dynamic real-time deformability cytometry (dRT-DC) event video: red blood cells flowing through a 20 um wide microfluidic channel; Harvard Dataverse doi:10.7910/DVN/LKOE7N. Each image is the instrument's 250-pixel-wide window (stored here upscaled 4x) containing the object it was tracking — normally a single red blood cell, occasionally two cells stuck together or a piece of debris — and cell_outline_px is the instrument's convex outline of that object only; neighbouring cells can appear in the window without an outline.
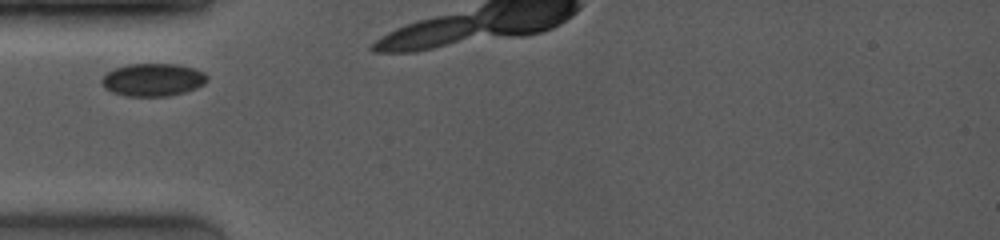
{"species": "common noctule bat (a hibernating species)", "species_latin": "Nyctalus noctula", "temperature_condition": "room temperature", "stored_images_in_passage": 5, "camera_frame_rate_fps": 4000, "um_per_image_px": 0.085, "animal": {"sex": "female", "body_mass_g": 19.0, "forearm_length_mm": 53.3}, "frame": {"image": 1, "passage_image": 1, "time_ms": 0.0, "image_size_px": [1000, 240], "cell_outline_px": [[208, 80], [204, 84], [196, 88], [184, 92], [168, 96], [124, 96], [112, 92], [104, 88], [100, 84], [100, 80], [108, 72], [116, 68], [128, 64], [176, 64], [196, 68], [204, 72], [208, 76]], "centroid_in_image_um": [13.0, 6.78], "position_along_channel_um": 72.0, "area_um2": 20.29}}